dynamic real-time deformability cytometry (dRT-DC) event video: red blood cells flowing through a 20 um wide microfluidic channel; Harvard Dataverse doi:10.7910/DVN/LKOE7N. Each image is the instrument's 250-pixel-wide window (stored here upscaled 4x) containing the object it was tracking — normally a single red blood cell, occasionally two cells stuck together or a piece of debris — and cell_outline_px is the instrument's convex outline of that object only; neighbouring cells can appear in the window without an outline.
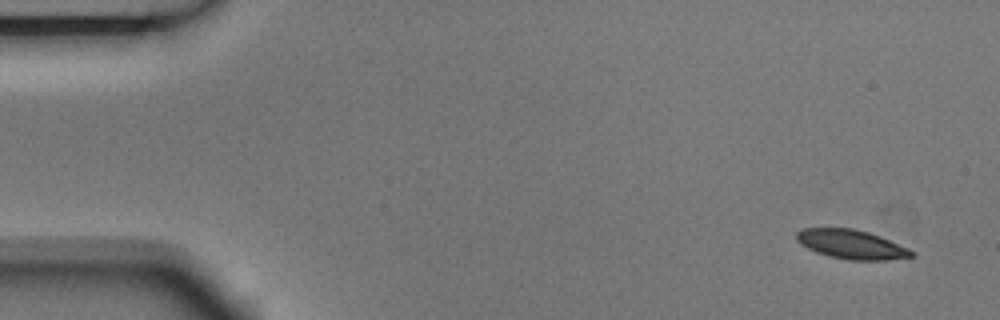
{"species": "Egyptian fruit bat (a non-hibernating species)", "species_latin": "Rousettus aegyptiacus", "temperature_condition": "room temperature", "stored_images_in_passage": 6, "camera_frame_rate_fps": 3000, "um_per_image_px": 0.085, "animal": {"sex": "male"}, "frame": {"image": 1, "passage_image": 1, "time_ms": 0.0, "image_size_px": [1000, 320], "cell_outline_px": [[916, 256], [888, 260], [848, 260], [828, 256], [816, 252], [800, 244], [796, 240], [796, 232], [800, 228], [852, 228], [868, 232], [880, 236], [908, 248], [916, 252]], "centroid_in_image_um": [72.37, 20.77], "position_along_channel_um": 12.6, "area_um2": 19.71}}
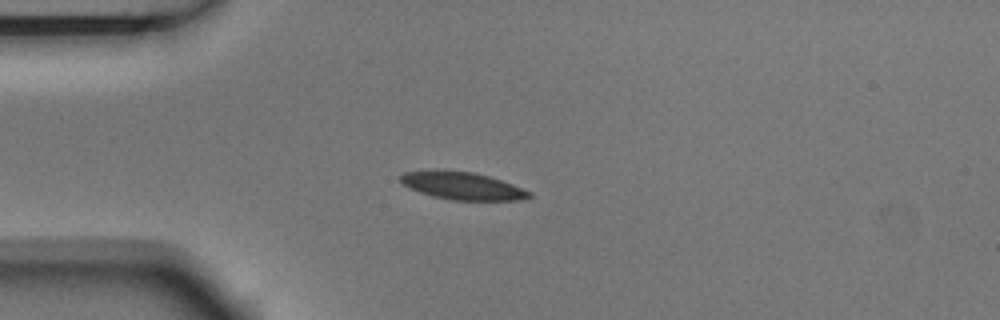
{"frame": {"image": 2, "passage_image": 4, "time_ms": 1.0, "image_size_px": [1000, 320], "cell_outline_px": [[532, 196], [520, 200], [452, 200], [432, 196], [420, 192], [404, 184], [400, 180], [400, 176], [404, 172], [476, 172], [512, 184], [532, 192]], "centroid_in_image_um": [39.38, 15.83], "position_along_channel_um": 45.6, "area_um2": 19.88}}
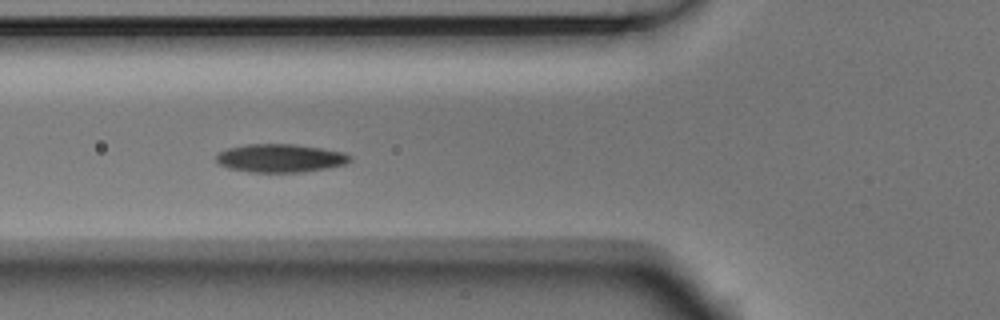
{"frame": {"image": 3, "passage_image": 6, "time_ms": 1.667, "image_size_px": [1000, 320], "cell_outline_px": [[352, 160], [344, 164], [304, 172], [248, 172], [228, 168], [216, 164], [216, 152], [228, 148], [248, 144], [296, 144], [344, 152], [352, 156]], "centroid_in_image_um": [23.77, 13.44], "position_along_channel_um": 102.0, "area_um2": 22.2}}